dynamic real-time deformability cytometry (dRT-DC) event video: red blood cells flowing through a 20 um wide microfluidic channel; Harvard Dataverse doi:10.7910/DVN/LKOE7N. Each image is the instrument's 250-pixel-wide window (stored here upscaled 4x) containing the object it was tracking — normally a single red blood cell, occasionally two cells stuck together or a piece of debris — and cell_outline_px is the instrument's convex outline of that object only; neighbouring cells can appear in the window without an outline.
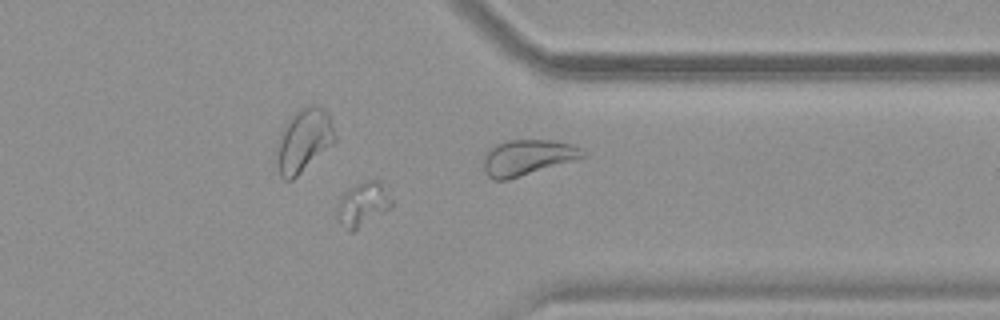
{"species": "common noctule bat (a hibernating species)", "species_latin": "Nyctalus noctula", "temperature_condition": "warm", "stored_images_in_passage": 41, "camera_frame_rate_fps": 3000, "um_per_image_px": 0.085, "animal": {"sex": "female", "body_mass_g": 19.9}, "frame": {"image": 1, "passage_image": 30, "time_ms": 9.667, "image_size_px": [1000, 320], "cell_outline_px": [[392, 204], [388, 208], [352, 232], [348, 232], [336, 220], [336, 212], [340, 196], [352, 184], [368, 180], [380, 180], [392, 200]], "centroid_in_image_um": [30.76, 17.34], "position_along_channel_um": 380.6, "area_um2": 13.99}}